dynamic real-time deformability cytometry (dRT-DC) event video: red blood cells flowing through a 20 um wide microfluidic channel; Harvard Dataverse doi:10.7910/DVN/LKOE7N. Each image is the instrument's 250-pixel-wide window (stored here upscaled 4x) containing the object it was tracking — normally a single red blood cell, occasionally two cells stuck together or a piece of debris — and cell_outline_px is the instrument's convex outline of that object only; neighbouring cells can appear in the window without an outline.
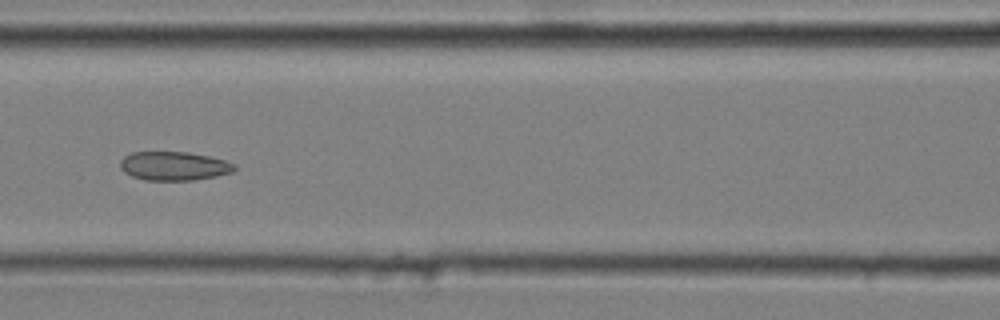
{"species": "common noctule bat (a hibernating species)", "species_latin": "Nyctalus noctula", "temperature_condition": "cold", "stored_images_in_passage": 7, "camera_frame_rate_fps": 3000, "um_per_image_px": 0.085, "animal": {"sex": "male", "body_mass_g": 20.4}, "frame": {"image": 1, "passage_image": 5, "time_ms": 1.333, "image_size_px": [1000, 320], "cell_outline_px": [[236, 168], [232, 172], [216, 176], [196, 180], [144, 180], [132, 176], [124, 172], [120, 168], [120, 160], [124, 156], [132, 152], [188, 152], [208, 156], [224, 160], [236, 164]], "centroid_in_image_um": [14.78, 14.11], "position_along_channel_um": 151.8, "area_um2": 19.25}}
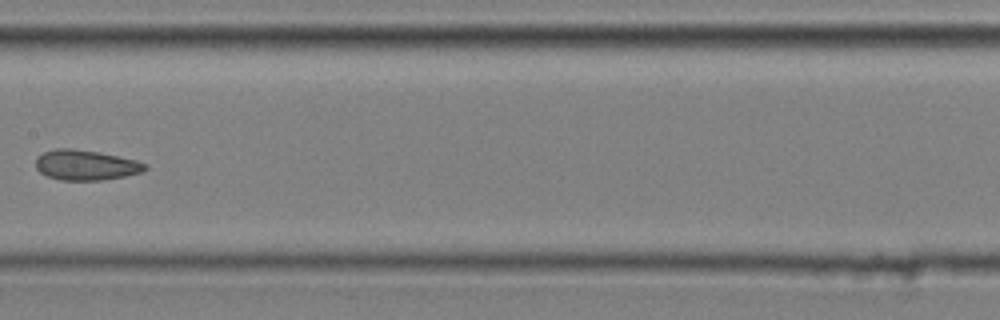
{"frame": {"image": 2, "passage_image": 6, "time_ms": 1.667, "image_size_px": [1000, 320], "cell_outline_px": [[148, 168], [140, 172], [124, 176], [100, 180], [60, 180], [48, 176], [40, 172], [36, 168], [36, 156], [44, 152], [56, 148], [72, 148], [100, 152], [136, 160], [148, 164]], "centroid_in_image_um": [7.28, 14.02], "position_along_channel_um": 200.1, "area_um2": 19.25}}
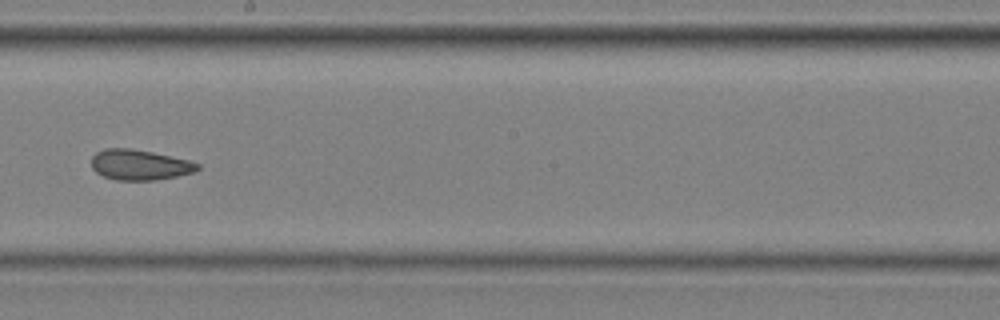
{"frame": {"image": 3, "passage_image": 7, "time_ms": 2.0, "image_size_px": [1000, 320], "cell_outline_px": [[200, 168], [196, 172], [156, 180], [116, 180], [104, 176], [96, 172], [92, 168], [92, 156], [96, 152], [104, 148], [132, 148], [152, 152], [188, 160], [200, 164]], "centroid_in_image_um": [11.87, 14.01], "position_along_channel_um": 236.3, "area_um2": 18.84}}